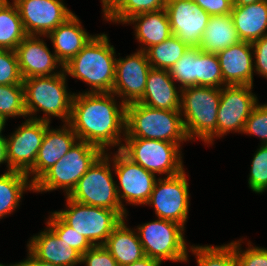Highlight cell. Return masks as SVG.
Wrapping results in <instances>:
<instances>
[{"mask_svg":"<svg viewBox=\"0 0 267 266\" xmlns=\"http://www.w3.org/2000/svg\"><path fill=\"white\" fill-rule=\"evenodd\" d=\"M113 95L74 94L68 122L79 140L99 147L104 153L108 146L121 145L120 150L123 145L120 133L126 134V105L121 102L118 107Z\"/></svg>","mask_w":267,"mask_h":266,"instance_id":"cell-1","label":"cell"},{"mask_svg":"<svg viewBox=\"0 0 267 266\" xmlns=\"http://www.w3.org/2000/svg\"><path fill=\"white\" fill-rule=\"evenodd\" d=\"M115 49L106 34L96 35L64 65L65 73L91 86L87 93L112 92L115 79Z\"/></svg>","mask_w":267,"mask_h":266,"instance_id":"cell-2","label":"cell"},{"mask_svg":"<svg viewBox=\"0 0 267 266\" xmlns=\"http://www.w3.org/2000/svg\"><path fill=\"white\" fill-rule=\"evenodd\" d=\"M180 111L152 108L139 102L126 105L125 138H145L180 144L187 141Z\"/></svg>","mask_w":267,"mask_h":266,"instance_id":"cell-3","label":"cell"},{"mask_svg":"<svg viewBox=\"0 0 267 266\" xmlns=\"http://www.w3.org/2000/svg\"><path fill=\"white\" fill-rule=\"evenodd\" d=\"M53 76L30 77L23 79L25 109L32 116L41 109L44 118L31 117L50 123V116L63 118L67 124L71 117L73 95L66 89V73L64 69ZM49 116V117H48Z\"/></svg>","mask_w":267,"mask_h":266,"instance_id":"cell-4","label":"cell"},{"mask_svg":"<svg viewBox=\"0 0 267 266\" xmlns=\"http://www.w3.org/2000/svg\"><path fill=\"white\" fill-rule=\"evenodd\" d=\"M181 114L188 139L195 136L205 143H213L217 137V116L221 88L190 86L180 89ZM183 110V111H182Z\"/></svg>","mask_w":267,"mask_h":266,"instance_id":"cell-5","label":"cell"},{"mask_svg":"<svg viewBox=\"0 0 267 266\" xmlns=\"http://www.w3.org/2000/svg\"><path fill=\"white\" fill-rule=\"evenodd\" d=\"M104 152L97 146L79 140L56 164L35 183V192L63 188L68 196L79 179Z\"/></svg>","mask_w":267,"mask_h":266,"instance_id":"cell-6","label":"cell"},{"mask_svg":"<svg viewBox=\"0 0 267 266\" xmlns=\"http://www.w3.org/2000/svg\"><path fill=\"white\" fill-rule=\"evenodd\" d=\"M109 158L107 153H103L67 197L84 205L115 210L124 219L127 213L118 199Z\"/></svg>","mask_w":267,"mask_h":266,"instance_id":"cell-7","label":"cell"},{"mask_svg":"<svg viewBox=\"0 0 267 266\" xmlns=\"http://www.w3.org/2000/svg\"><path fill=\"white\" fill-rule=\"evenodd\" d=\"M67 204V210L55 213L92 246L104 245L114 228L123 220L115 210L84 205L68 197Z\"/></svg>","mask_w":267,"mask_h":266,"instance_id":"cell-8","label":"cell"},{"mask_svg":"<svg viewBox=\"0 0 267 266\" xmlns=\"http://www.w3.org/2000/svg\"><path fill=\"white\" fill-rule=\"evenodd\" d=\"M121 151L133 162L154 174L167 177L181 173L184 168L180 144L145 138H125Z\"/></svg>","mask_w":267,"mask_h":266,"instance_id":"cell-9","label":"cell"},{"mask_svg":"<svg viewBox=\"0 0 267 266\" xmlns=\"http://www.w3.org/2000/svg\"><path fill=\"white\" fill-rule=\"evenodd\" d=\"M138 236L145 256L163 260L187 262L184 227L174 221L158 220L138 226Z\"/></svg>","mask_w":267,"mask_h":266,"instance_id":"cell-10","label":"cell"},{"mask_svg":"<svg viewBox=\"0 0 267 266\" xmlns=\"http://www.w3.org/2000/svg\"><path fill=\"white\" fill-rule=\"evenodd\" d=\"M185 171L156 180L146 204L153 205L158 218L184 227L188 218L189 190ZM158 182V183H157Z\"/></svg>","mask_w":267,"mask_h":266,"instance_id":"cell-11","label":"cell"},{"mask_svg":"<svg viewBox=\"0 0 267 266\" xmlns=\"http://www.w3.org/2000/svg\"><path fill=\"white\" fill-rule=\"evenodd\" d=\"M49 122L27 119L7 141L8 171L27 174L34 166Z\"/></svg>","mask_w":267,"mask_h":266,"instance_id":"cell-12","label":"cell"},{"mask_svg":"<svg viewBox=\"0 0 267 266\" xmlns=\"http://www.w3.org/2000/svg\"><path fill=\"white\" fill-rule=\"evenodd\" d=\"M251 85H226L221 88L217 116V136L227 132H243L246 120L257 104Z\"/></svg>","mask_w":267,"mask_h":266,"instance_id":"cell-13","label":"cell"},{"mask_svg":"<svg viewBox=\"0 0 267 266\" xmlns=\"http://www.w3.org/2000/svg\"><path fill=\"white\" fill-rule=\"evenodd\" d=\"M116 153L113 167L120 184V188L116 186V190L122 207L124 208L122 198L130 204H146L157 180L155 174L133 162L121 150L118 149Z\"/></svg>","mask_w":267,"mask_h":266,"instance_id":"cell-14","label":"cell"},{"mask_svg":"<svg viewBox=\"0 0 267 266\" xmlns=\"http://www.w3.org/2000/svg\"><path fill=\"white\" fill-rule=\"evenodd\" d=\"M172 34L189 47H199L210 15L193 0H167Z\"/></svg>","mask_w":267,"mask_h":266,"instance_id":"cell-15","label":"cell"},{"mask_svg":"<svg viewBox=\"0 0 267 266\" xmlns=\"http://www.w3.org/2000/svg\"><path fill=\"white\" fill-rule=\"evenodd\" d=\"M150 69L147 54L142 50L125 59H116L112 93L122 97L124 105L139 102L143 97Z\"/></svg>","mask_w":267,"mask_h":266,"instance_id":"cell-16","label":"cell"},{"mask_svg":"<svg viewBox=\"0 0 267 266\" xmlns=\"http://www.w3.org/2000/svg\"><path fill=\"white\" fill-rule=\"evenodd\" d=\"M15 4L27 35L47 36L73 15L61 0H18Z\"/></svg>","mask_w":267,"mask_h":266,"instance_id":"cell-17","label":"cell"},{"mask_svg":"<svg viewBox=\"0 0 267 266\" xmlns=\"http://www.w3.org/2000/svg\"><path fill=\"white\" fill-rule=\"evenodd\" d=\"M22 79L53 76L57 64L64 69L56 54H51L45 42L37 35H27L15 49Z\"/></svg>","mask_w":267,"mask_h":266,"instance_id":"cell-18","label":"cell"},{"mask_svg":"<svg viewBox=\"0 0 267 266\" xmlns=\"http://www.w3.org/2000/svg\"><path fill=\"white\" fill-rule=\"evenodd\" d=\"M67 127H66V126ZM79 140L71 126L67 123L61 129L46 128L41 147L39 148L34 166L27 173L35 174L31 178L34 184L47 170L56 164Z\"/></svg>","mask_w":267,"mask_h":266,"instance_id":"cell-19","label":"cell"},{"mask_svg":"<svg viewBox=\"0 0 267 266\" xmlns=\"http://www.w3.org/2000/svg\"><path fill=\"white\" fill-rule=\"evenodd\" d=\"M252 43L240 41L216 55L219 59L223 82L226 85L253 86L254 63L252 62Z\"/></svg>","mask_w":267,"mask_h":266,"instance_id":"cell-20","label":"cell"},{"mask_svg":"<svg viewBox=\"0 0 267 266\" xmlns=\"http://www.w3.org/2000/svg\"><path fill=\"white\" fill-rule=\"evenodd\" d=\"M28 250L41 261L55 266H75L81 264L82 255L70 248L48 227L29 241Z\"/></svg>","mask_w":267,"mask_h":266,"instance_id":"cell-21","label":"cell"},{"mask_svg":"<svg viewBox=\"0 0 267 266\" xmlns=\"http://www.w3.org/2000/svg\"><path fill=\"white\" fill-rule=\"evenodd\" d=\"M166 69L151 68L139 103L162 110L181 111V94Z\"/></svg>","mask_w":267,"mask_h":266,"instance_id":"cell-22","label":"cell"},{"mask_svg":"<svg viewBox=\"0 0 267 266\" xmlns=\"http://www.w3.org/2000/svg\"><path fill=\"white\" fill-rule=\"evenodd\" d=\"M80 23L78 17L73 14L47 35L53 43L57 59L63 66L75 57L93 37L82 28Z\"/></svg>","mask_w":267,"mask_h":266,"instance_id":"cell-23","label":"cell"},{"mask_svg":"<svg viewBox=\"0 0 267 266\" xmlns=\"http://www.w3.org/2000/svg\"><path fill=\"white\" fill-rule=\"evenodd\" d=\"M230 14L241 41L252 43L267 35V0L233 6Z\"/></svg>","mask_w":267,"mask_h":266,"instance_id":"cell-24","label":"cell"},{"mask_svg":"<svg viewBox=\"0 0 267 266\" xmlns=\"http://www.w3.org/2000/svg\"><path fill=\"white\" fill-rule=\"evenodd\" d=\"M103 246L114 257L118 266L131 264L145 256L138 233L129 229L124 219L114 228Z\"/></svg>","mask_w":267,"mask_h":266,"instance_id":"cell-25","label":"cell"},{"mask_svg":"<svg viewBox=\"0 0 267 266\" xmlns=\"http://www.w3.org/2000/svg\"><path fill=\"white\" fill-rule=\"evenodd\" d=\"M131 22H135L136 39L147 49L173 35L165 8L135 15L127 21Z\"/></svg>","mask_w":267,"mask_h":266,"instance_id":"cell-26","label":"cell"},{"mask_svg":"<svg viewBox=\"0 0 267 266\" xmlns=\"http://www.w3.org/2000/svg\"><path fill=\"white\" fill-rule=\"evenodd\" d=\"M240 41L231 14L214 15L210 16L199 48L204 52L217 54Z\"/></svg>","mask_w":267,"mask_h":266,"instance_id":"cell-27","label":"cell"},{"mask_svg":"<svg viewBox=\"0 0 267 266\" xmlns=\"http://www.w3.org/2000/svg\"><path fill=\"white\" fill-rule=\"evenodd\" d=\"M28 175L18 171H8L0 175V218L17 208L23 191L34 190Z\"/></svg>","mask_w":267,"mask_h":266,"instance_id":"cell-28","label":"cell"},{"mask_svg":"<svg viewBox=\"0 0 267 266\" xmlns=\"http://www.w3.org/2000/svg\"><path fill=\"white\" fill-rule=\"evenodd\" d=\"M26 36L16 4L4 3L0 7V49L15 51Z\"/></svg>","mask_w":267,"mask_h":266,"instance_id":"cell-29","label":"cell"},{"mask_svg":"<svg viewBox=\"0 0 267 266\" xmlns=\"http://www.w3.org/2000/svg\"><path fill=\"white\" fill-rule=\"evenodd\" d=\"M166 3L167 0H114L103 13L107 21L127 24L133 16L161 10Z\"/></svg>","mask_w":267,"mask_h":266,"instance_id":"cell-30","label":"cell"},{"mask_svg":"<svg viewBox=\"0 0 267 266\" xmlns=\"http://www.w3.org/2000/svg\"><path fill=\"white\" fill-rule=\"evenodd\" d=\"M189 46L172 35L167 40L153 45L145 51L151 68L169 70L188 50Z\"/></svg>","mask_w":267,"mask_h":266,"instance_id":"cell-31","label":"cell"},{"mask_svg":"<svg viewBox=\"0 0 267 266\" xmlns=\"http://www.w3.org/2000/svg\"><path fill=\"white\" fill-rule=\"evenodd\" d=\"M181 88L198 86V47H189L185 54L168 70Z\"/></svg>","mask_w":267,"mask_h":266,"instance_id":"cell-32","label":"cell"},{"mask_svg":"<svg viewBox=\"0 0 267 266\" xmlns=\"http://www.w3.org/2000/svg\"><path fill=\"white\" fill-rule=\"evenodd\" d=\"M197 256L198 266H236V257L233 245L223 246H191Z\"/></svg>","mask_w":267,"mask_h":266,"instance_id":"cell-33","label":"cell"},{"mask_svg":"<svg viewBox=\"0 0 267 266\" xmlns=\"http://www.w3.org/2000/svg\"><path fill=\"white\" fill-rule=\"evenodd\" d=\"M0 116L27 117L23 84L0 85Z\"/></svg>","mask_w":267,"mask_h":266,"instance_id":"cell-34","label":"cell"},{"mask_svg":"<svg viewBox=\"0 0 267 266\" xmlns=\"http://www.w3.org/2000/svg\"><path fill=\"white\" fill-rule=\"evenodd\" d=\"M198 86L216 88H222L223 86H226L223 82L220 63L217 55L213 53L204 52L199 47Z\"/></svg>","mask_w":267,"mask_h":266,"instance_id":"cell-35","label":"cell"},{"mask_svg":"<svg viewBox=\"0 0 267 266\" xmlns=\"http://www.w3.org/2000/svg\"><path fill=\"white\" fill-rule=\"evenodd\" d=\"M47 225L63 242L69 245L70 248L77 250L81 255L92 247L83 235L74 231V229L67 225L55 212L49 217Z\"/></svg>","mask_w":267,"mask_h":266,"instance_id":"cell-36","label":"cell"},{"mask_svg":"<svg viewBox=\"0 0 267 266\" xmlns=\"http://www.w3.org/2000/svg\"><path fill=\"white\" fill-rule=\"evenodd\" d=\"M248 184L255 193L267 189V145L262 144L253 157Z\"/></svg>","mask_w":267,"mask_h":266,"instance_id":"cell-37","label":"cell"},{"mask_svg":"<svg viewBox=\"0 0 267 266\" xmlns=\"http://www.w3.org/2000/svg\"><path fill=\"white\" fill-rule=\"evenodd\" d=\"M23 84L16 52L0 49V85Z\"/></svg>","mask_w":267,"mask_h":266,"instance_id":"cell-38","label":"cell"},{"mask_svg":"<svg viewBox=\"0 0 267 266\" xmlns=\"http://www.w3.org/2000/svg\"><path fill=\"white\" fill-rule=\"evenodd\" d=\"M243 133L257 135L261 138V144L267 145V104L254 106L250 116L246 120Z\"/></svg>","mask_w":267,"mask_h":266,"instance_id":"cell-39","label":"cell"},{"mask_svg":"<svg viewBox=\"0 0 267 266\" xmlns=\"http://www.w3.org/2000/svg\"><path fill=\"white\" fill-rule=\"evenodd\" d=\"M240 243L231 242L234 247L236 266H267V249L249 247L246 251L240 250Z\"/></svg>","mask_w":267,"mask_h":266,"instance_id":"cell-40","label":"cell"},{"mask_svg":"<svg viewBox=\"0 0 267 266\" xmlns=\"http://www.w3.org/2000/svg\"><path fill=\"white\" fill-rule=\"evenodd\" d=\"M81 263L86 266H118L110 252L103 246H92L82 255Z\"/></svg>","mask_w":267,"mask_h":266,"instance_id":"cell-41","label":"cell"},{"mask_svg":"<svg viewBox=\"0 0 267 266\" xmlns=\"http://www.w3.org/2000/svg\"><path fill=\"white\" fill-rule=\"evenodd\" d=\"M252 49L255 56L254 69L258 74L267 78V35L252 42Z\"/></svg>","mask_w":267,"mask_h":266,"instance_id":"cell-42","label":"cell"},{"mask_svg":"<svg viewBox=\"0 0 267 266\" xmlns=\"http://www.w3.org/2000/svg\"><path fill=\"white\" fill-rule=\"evenodd\" d=\"M210 16L230 14L233 0H193Z\"/></svg>","mask_w":267,"mask_h":266,"instance_id":"cell-43","label":"cell"},{"mask_svg":"<svg viewBox=\"0 0 267 266\" xmlns=\"http://www.w3.org/2000/svg\"><path fill=\"white\" fill-rule=\"evenodd\" d=\"M29 256L26 260L19 262L20 266H55L50 262L41 261L29 251Z\"/></svg>","mask_w":267,"mask_h":266,"instance_id":"cell-44","label":"cell"},{"mask_svg":"<svg viewBox=\"0 0 267 266\" xmlns=\"http://www.w3.org/2000/svg\"><path fill=\"white\" fill-rule=\"evenodd\" d=\"M161 262L148 256L124 266H160Z\"/></svg>","mask_w":267,"mask_h":266,"instance_id":"cell-45","label":"cell"},{"mask_svg":"<svg viewBox=\"0 0 267 266\" xmlns=\"http://www.w3.org/2000/svg\"><path fill=\"white\" fill-rule=\"evenodd\" d=\"M4 162L8 164L7 141L6 138H0V164Z\"/></svg>","mask_w":267,"mask_h":266,"instance_id":"cell-46","label":"cell"},{"mask_svg":"<svg viewBox=\"0 0 267 266\" xmlns=\"http://www.w3.org/2000/svg\"><path fill=\"white\" fill-rule=\"evenodd\" d=\"M262 0H233V6H245Z\"/></svg>","mask_w":267,"mask_h":266,"instance_id":"cell-47","label":"cell"},{"mask_svg":"<svg viewBox=\"0 0 267 266\" xmlns=\"http://www.w3.org/2000/svg\"><path fill=\"white\" fill-rule=\"evenodd\" d=\"M6 119L0 116V138H5L2 136V130L5 126Z\"/></svg>","mask_w":267,"mask_h":266,"instance_id":"cell-48","label":"cell"},{"mask_svg":"<svg viewBox=\"0 0 267 266\" xmlns=\"http://www.w3.org/2000/svg\"><path fill=\"white\" fill-rule=\"evenodd\" d=\"M103 3V11L114 1V0H101Z\"/></svg>","mask_w":267,"mask_h":266,"instance_id":"cell-49","label":"cell"},{"mask_svg":"<svg viewBox=\"0 0 267 266\" xmlns=\"http://www.w3.org/2000/svg\"><path fill=\"white\" fill-rule=\"evenodd\" d=\"M4 3H8V0H1ZM18 0H13V3H16Z\"/></svg>","mask_w":267,"mask_h":266,"instance_id":"cell-50","label":"cell"},{"mask_svg":"<svg viewBox=\"0 0 267 266\" xmlns=\"http://www.w3.org/2000/svg\"><path fill=\"white\" fill-rule=\"evenodd\" d=\"M0 266H5V265L0 264ZM9 266H20V265H19V263H17V264H13V265L11 264V265H9Z\"/></svg>","mask_w":267,"mask_h":266,"instance_id":"cell-51","label":"cell"},{"mask_svg":"<svg viewBox=\"0 0 267 266\" xmlns=\"http://www.w3.org/2000/svg\"><path fill=\"white\" fill-rule=\"evenodd\" d=\"M3 4H4V2H2V1L0 0V7H1Z\"/></svg>","mask_w":267,"mask_h":266,"instance_id":"cell-52","label":"cell"}]
</instances>
